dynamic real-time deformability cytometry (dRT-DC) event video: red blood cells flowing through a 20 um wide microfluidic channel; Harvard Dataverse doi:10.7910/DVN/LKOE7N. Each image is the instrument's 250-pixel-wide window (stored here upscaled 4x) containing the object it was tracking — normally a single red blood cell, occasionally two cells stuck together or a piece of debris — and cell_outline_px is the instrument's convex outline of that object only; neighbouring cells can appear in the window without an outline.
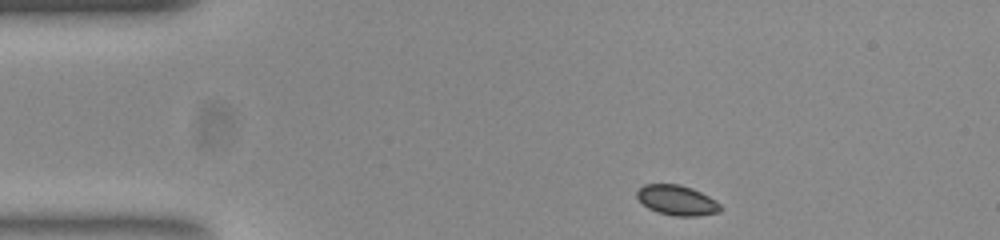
{"species": "common noctule bat (a hibernating species)", "species_latin": "Nyctalus noctula", "temperature_condition": "room temperature", "stored_images_in_passage": 46, "camera_frame_rate_fps": 3000, "um_per_image_px": 0.085, "animal": {"sex": "female", "body_mass_g": 23.0, "forearm_length_mm": 53.4}, "frame": {"image": 1, "passage_image": 1, "time_ms": 0.0, "image_size_px": [1000, 240], "cell_outline_px": [[720, 208], [716, 212], [696, 216], [676, 216], [656, 212], [648, 208], [636, 196], [636, 192], [644, 184], [676, 184], [692, 188], [708, 196], [720, 204]], "centroid_in_image_um": [57.49, 17.02], "position_along_channel_um": 27.5, "area_um2": 14.33}}
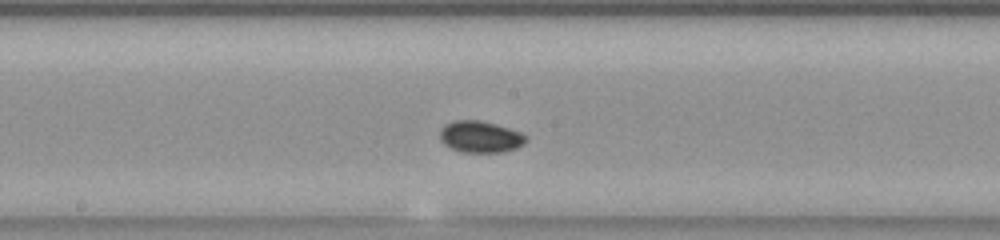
{"frame": {"image": 2, "passage_image": 20, "time_ms": 6.333, "image_size_px": [1000, 240], "cell_outline_px": [[528, 140], [524, 144], [516, 148], [504, 152], [460, 152], [444, 144], [440, 140], [440, 132], [448, 124], [456, 120], [476, 120], [508, 128], [520, 132], [528, 136]], "centroid_in_image_um": [40.87, 11.65], "position_along_channel_um": 207.3, "area_um2": 15.61}}
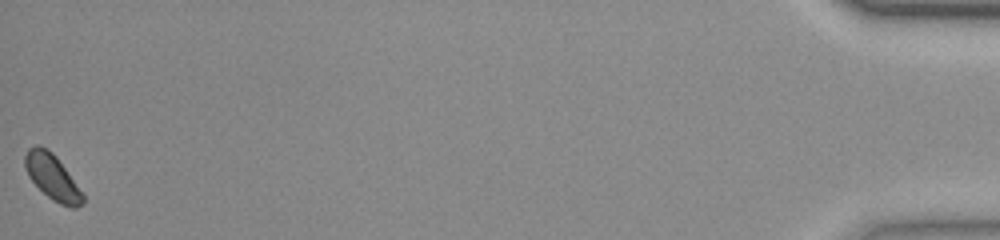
{"frame": {"image": 3, "passage_image": 46, "time_ms": 15.0, "image_size_px": [1000, 240], "cell_outline_px": [[84, 200], [76, 208], [72, 208], [60, 204], [52, 200], [32, 180], [24, 164], [24, 156], [28, 148], [36, 144], [48, 148], [56, 156], [84, 196]], "centroid_in_image_um": [4.43, 15.02], "position_along_channel_um": 430.8, "area_um2": 14.85}}